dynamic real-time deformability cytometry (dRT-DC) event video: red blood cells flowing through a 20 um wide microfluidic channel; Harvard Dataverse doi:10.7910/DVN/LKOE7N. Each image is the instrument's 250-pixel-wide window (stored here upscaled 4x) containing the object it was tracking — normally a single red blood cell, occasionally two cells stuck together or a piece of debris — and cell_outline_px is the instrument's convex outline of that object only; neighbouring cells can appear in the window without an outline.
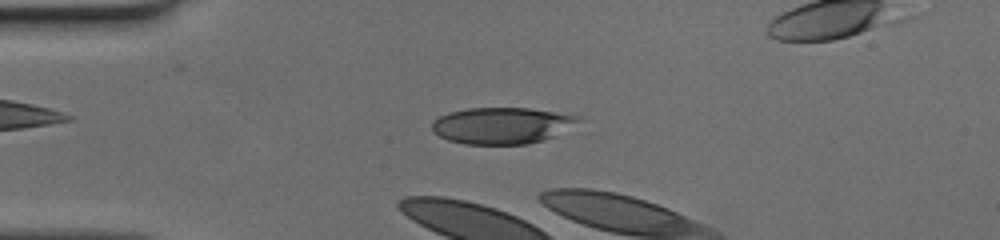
{"species": "human", "species_latin": "Homo sapiens", "temperature_condition": "cold", "stored_images_in_passage": 14, "camera_frame_rate_fps": 3000, "um_per_image_px": 0.085, "donor": {"sex": "female"}, "frame": {"image": 1, "passage_image": 12, "time_ms": 3.667, "image_size_px": [1000, 240], "cell_outline_px": [[584, 120], [544, 140], [528, 144], [464, 144], [448, 140], [432, 132], [432, 120], [448, 112], [468, 108], [528, 108], [580, 116]], "centroid_in_image_um": [42.63, 10.67], "position_along_channel_um": 42.4, "area_um2": 31.1}}